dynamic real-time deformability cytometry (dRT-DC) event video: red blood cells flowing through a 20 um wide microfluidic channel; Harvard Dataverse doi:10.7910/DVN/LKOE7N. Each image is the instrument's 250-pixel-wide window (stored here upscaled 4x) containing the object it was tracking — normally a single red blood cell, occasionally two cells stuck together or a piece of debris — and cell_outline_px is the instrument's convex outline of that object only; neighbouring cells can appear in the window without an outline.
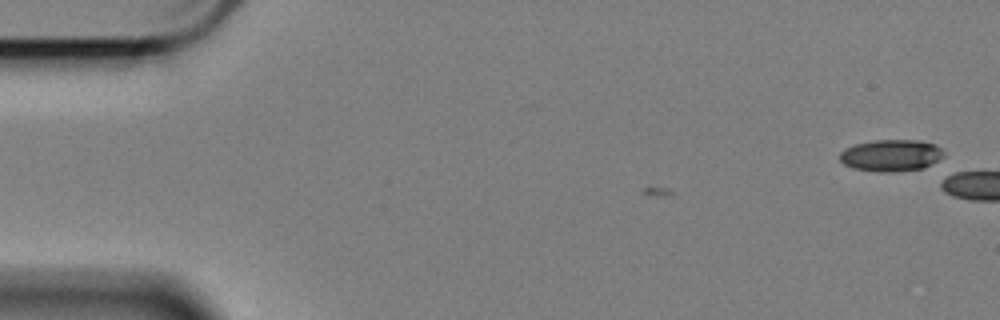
{"species": "Egyptian fruit bat (a non-hibernating species)", "species_latin": "Rousettus aegyptiacus", "temperature_condition": "cold", "stored_images_in_passage": 2, "camera_frame_rate_fps": 3000, "um_per_image_px": 0.085, "animal": {"sex": "female"}, "frame": {"image": 1, "passage_image": 2, "time_ms": 0.333, "image_size_px": [1000, 320], "cell_outline_px": [[944, 156], [924, 168], [896, 172], [876, 172], [852, 168], [844, 164], [840, 160], [840, 152], [844, 148], [856, 144], [872, 140], [920, 140], [936, 144], [944, 152]], "centroid_in_image_um": [75.74, 13.21], "position_along_channel_um": 9.3, "area_um2": 19.48}}